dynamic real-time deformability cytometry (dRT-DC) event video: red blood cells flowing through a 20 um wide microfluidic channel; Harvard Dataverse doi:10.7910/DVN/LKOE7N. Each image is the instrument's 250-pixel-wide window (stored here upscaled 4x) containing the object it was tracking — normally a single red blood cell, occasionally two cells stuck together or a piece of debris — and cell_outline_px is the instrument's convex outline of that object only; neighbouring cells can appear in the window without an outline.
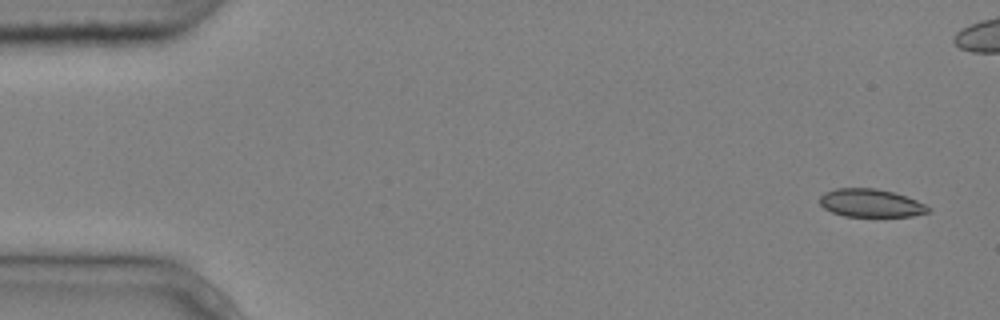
{"species": "common noctule bat (a hibernating species)", "species_latin": "Nyctalus noctula", "temperature_condition": "cold", "stored_images_in_passage": 10, "camera_frame_rate_fps": 3000, "um_per_image_px": 0.085, "animal": {"sex": "male", "body_mass_g": 20.4}, "frame": {"image": 1, "passage_image": 1, "time_ms": 0.0, "image_size_px": [1000, 320], "cell_outline_px": [[932, 212], [912, 216], [844, 216], [832, 212], [824, 208], [820, 204], [820, 196], [824, 192], [836, 188], [876, 188], [892, 192], [916, 200], [932, 208]], "centroid_in_image_um": [74.02, 17.26], "position_along_channel_um": 11.0, "area_um2": 17.74}}
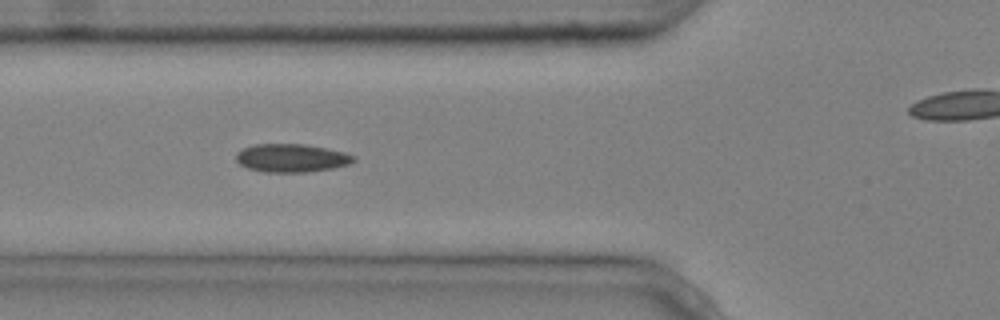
{"frame": {"image": 2, "passage_image": 6, "time_ms": 1.667, "image_size_px": [1000, 320], "cell_outline_px": [[356, 160], [348, 164], [332, 168], [304, 172], [264, 172], [248, 168], [240, 164], [236, 160], [236, 152], [244, 148], [256, 144], [304, 144], [344, 152], [356, 156]], "centroid_in_image_um": [24.77, 13.43], "position_along_channel_um": 101.0, "area_um2": 19.19}}
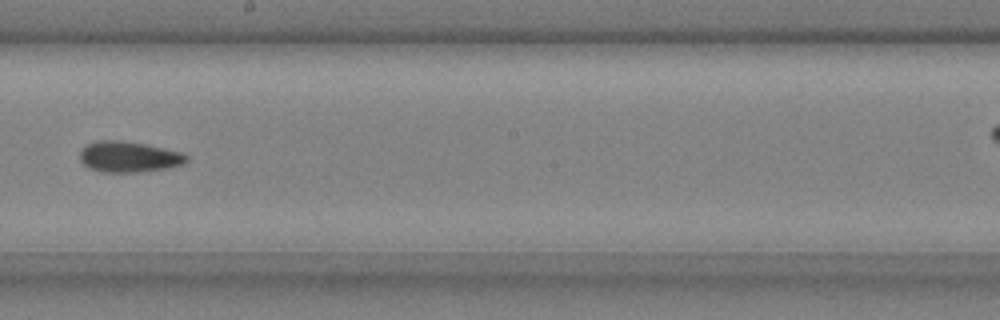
{"frame": {"image": 3, "passage_image": 9, "time_ms": 2.667, "image_size_px": [1000, 320], "cell_outline_px": [[188, 160], [184, 164], [168, 168], [136, 172], [100, 172], [84, 164], [80, 160], [80, 152], [84, 144], [96, 140], [120, 140], [144, 144], [184, 152], [188, 156]], "centroid_in_image_um": [10.96, 13.32], "position_along_channel_um": 237.2, "area_um2": 19.31}}